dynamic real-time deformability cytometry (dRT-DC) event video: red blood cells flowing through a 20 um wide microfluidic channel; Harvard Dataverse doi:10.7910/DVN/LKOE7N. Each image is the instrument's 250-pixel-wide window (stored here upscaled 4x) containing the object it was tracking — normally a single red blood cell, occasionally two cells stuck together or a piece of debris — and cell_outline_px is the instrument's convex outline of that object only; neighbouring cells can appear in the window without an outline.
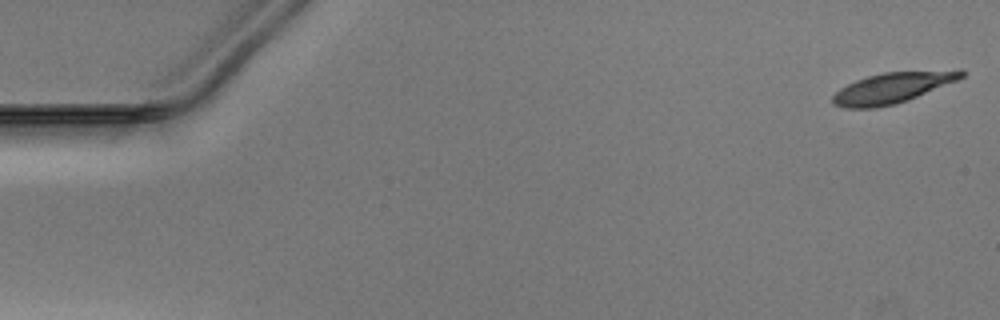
{"species": "Egyptian fruit bat (a non-hibernating species)", "species_latin": "Rousettus aegyptiacus", "temperature_condition": "warm", "stored_images_in_passage": 52, "camera_frame_rate_fps": 3000, "um_per_image_px": 0.085, "animal": {"sex": "male"}, "frame": {"image": 1, "passage_image": 1, "time_ms": 0.0, "image_size_px": [1000, 320], "cell_outline_px": [[964, 76], [956, 80], [896, 104], [876, 108], [844, 108], [832, 104], [832, 96], [840, 88], [856, 80], [868, 76], [884, 72], [960, 68], [964, 72]], "centroid_in_image_um": [75.85, 7.44], "position_along_channel_um": 9.1, "area_um2": 23.06}}
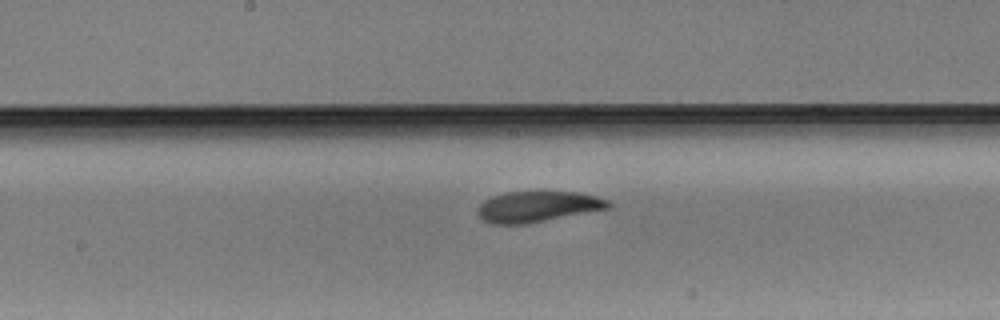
{"frame": {"image": 2, "passage_image": 27, "time_ms": 8.667, "image_size_px": [1000, 320], "cell_outline_px": [[612, 204], [608, 208], [524, 224], [492, 224], [484, 220], [476, 212], [480, 204], [484, 200], [492, 196], [504, 192], [540, 188], [544, 188], [580, 192], [596, 196], [608, 200]], "centroid_in_image_um": [45.68, 17.49], "position_along_channel_um": 202.5, "area_um2": 24.33}}
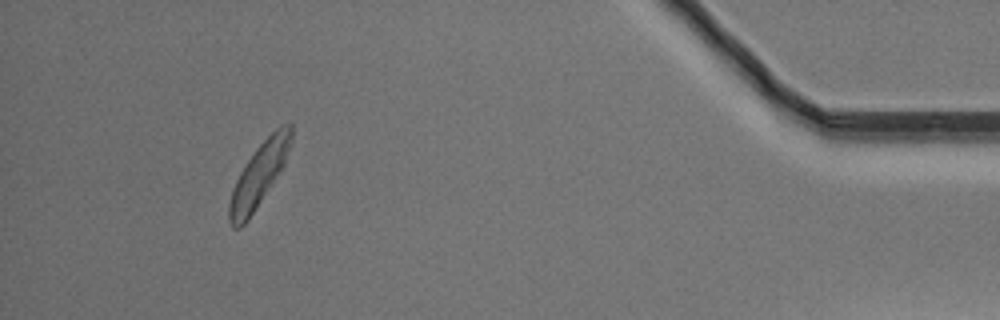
{"frame": {"image": 3, "passage_image": 48, "time_ms": 15.667, "image_size_px": [1000, 320], "cell_outline_px": [[292, 144], [284, 164], [248, 220], [240, 228], [232, 228], [228, 220], [228, 204], [232, 188], [240, 172], [256, 148], [276, 128], [284, 124], [292, 124]], "centroid_in_image_um": [21.99, 14.88], "position_along_channel_um": 413.2, "area_um2": 22.48}}